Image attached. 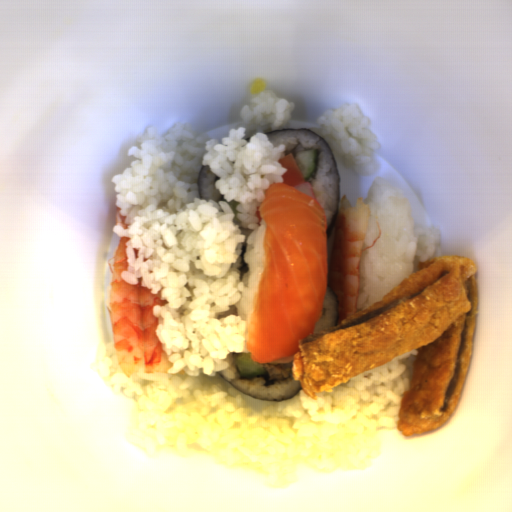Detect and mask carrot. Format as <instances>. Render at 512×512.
<instances>
[{"instance_id": "1", "label": "carrot", "mask_w": 512, "mask_h": 512, "mask_svg": "<svg viewBox=\"0 0 512 512\" xmlns=\"http://www.w3.org/2000/svg\"><path fill=\"white\" fill-rule=\"evenodd\" d=\"M278 163L285 168V172L282 174L284 184L295 188L303 182L304 176L294 161L292 153L280 158Z\"/></svg>"}, {"instance_id": "2", "label": "carrot", "mask_w": 512, "mask_h": 512, "mask_svg": "<svg viewBox=\"0 0 512 512\" xmlns=\"http://www.w3.org/2000/svg\"><path fill=\"white\" fill-rule=\"evenodd\" d=\"M255 215L259 219V221H258L259 225L262 224V221H263L264 218H263V216H262V214L260 212L259 207L257 208V210L255 212Z\"/></svg>"}]
</instances>
